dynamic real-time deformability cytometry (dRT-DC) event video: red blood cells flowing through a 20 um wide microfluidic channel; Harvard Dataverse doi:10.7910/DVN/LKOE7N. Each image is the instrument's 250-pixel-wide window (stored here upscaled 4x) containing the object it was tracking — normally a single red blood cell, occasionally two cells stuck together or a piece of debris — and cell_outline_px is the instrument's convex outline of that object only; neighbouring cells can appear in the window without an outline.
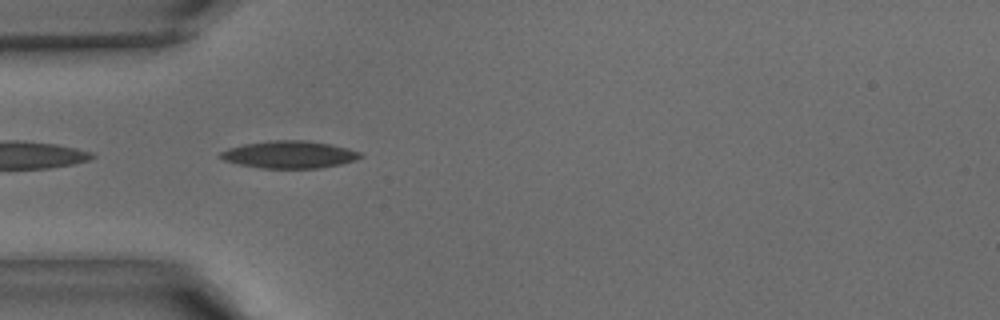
{"species": "common noctule bat (a hibernating species)", "species_latin": "Nyctalus noctula", "temperature_condition": "warm", "stored_images_in_passage": 4, "camera_frame_rate_fps": 3000, "um_per_image_px": 0.085, "animal": {"sex": "male", "body_mass_g": 15.6}, "frame": {"image": 1, "passage_image": 2, "time_ms": 0.333, "image_size_px": [1000, 320], "cell_outline_px": [[364, 156], [356, 160], [340, 164], [320, 168], [260, 168], [240, 164], [224, 160], [216, 156], [220, 152], [228, 148], [244, 144], [268, 140], [304, 140], [332, 144], [348, 148], [360, 152]], "centroid_in_image_um": [24.59, 13.13], "position_along_channel_um": 60.4, "area_um2": 22.43}}